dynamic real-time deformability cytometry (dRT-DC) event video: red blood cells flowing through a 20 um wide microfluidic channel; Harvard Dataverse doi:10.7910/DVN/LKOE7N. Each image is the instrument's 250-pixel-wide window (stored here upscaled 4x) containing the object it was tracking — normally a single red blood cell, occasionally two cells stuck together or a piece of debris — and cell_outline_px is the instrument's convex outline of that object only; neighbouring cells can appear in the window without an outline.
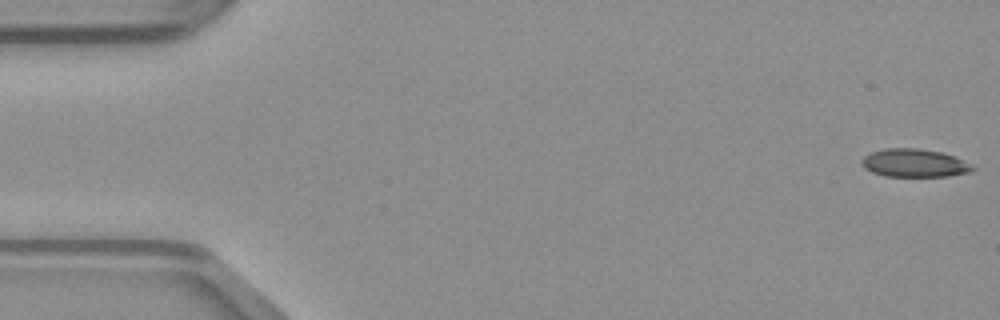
{"species": "common noctule bat (a hibernating species)", "species_latin": "Nyctalus noctula", "temperature_condition": "warm", "stored_images_in_passage": 49, "camera_frame_rate_fps": 3000, "um_per_image_px": 0.085, "animal": {"sex": "male", "body_mass_g": 23.1, "forearm_length_mm": 52.7}, "frame": {"image": 1, "passage_image": 1, "time_ms": 0.0, "image_size_px": [1000, 320], "cell_outline_px": [[976, 168], [972, 172], [948, 176], [884, 176], [872, 172], [864, 168], [860, 160], [864, 156], [872, 152], [884, 148], [920, 148], [940, 152], [952, 156], [972, 164]], "centroid_in_image_um": [77.72, 13.86], "position_along_channel_um": 7.3, "area_um2": 18.21}}
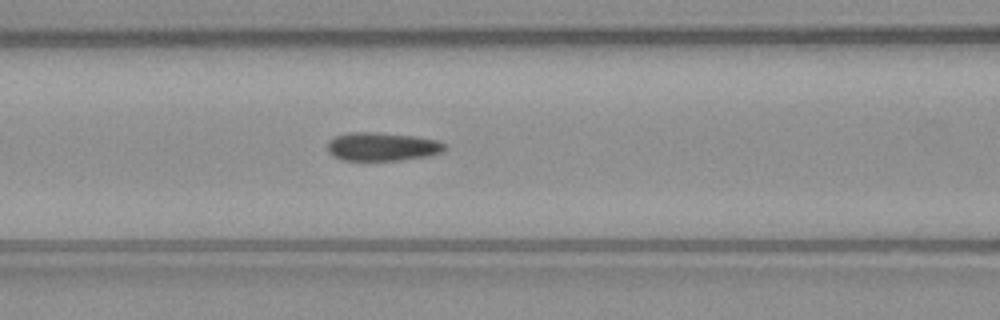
{"frame": {"image": 2, "passage_image": 20, "time_ms": 6.333, "image_size_px": [1000, 320], "cell_outline_px": [[448, 148], [444, 152], [432, 156], [400, 160], [344, 160], [332, 156], [328, 152], [328, 140], [336, 136], [348, 132], [376, 132], [416, 136], [440, 140], [448, 144]], "centroid_in_image_um": [32.57, 12.46], "position_along_channel_um": 134.0, "area_um2": 19.94}}
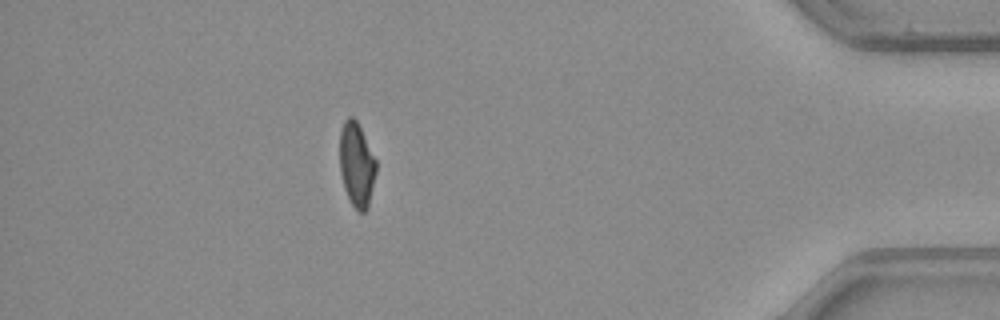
{"frame": {"image": 3, "passage_image": 43, "time_ms": 14.0, "image_size_px": [1000, 320], "cell_outline_px": [[376, 172], [368, 208], [364, 212], [360, 212], [352, 204], [344, 188], [340, 172], [340, 132], [344, 120], [348, 116], [352, 116], [356, 120], [376, 160]], "centroid_in_image_um": [30.31, 13.99], "position_along_channel_um": 404.9, "area_um2": 17.69}}